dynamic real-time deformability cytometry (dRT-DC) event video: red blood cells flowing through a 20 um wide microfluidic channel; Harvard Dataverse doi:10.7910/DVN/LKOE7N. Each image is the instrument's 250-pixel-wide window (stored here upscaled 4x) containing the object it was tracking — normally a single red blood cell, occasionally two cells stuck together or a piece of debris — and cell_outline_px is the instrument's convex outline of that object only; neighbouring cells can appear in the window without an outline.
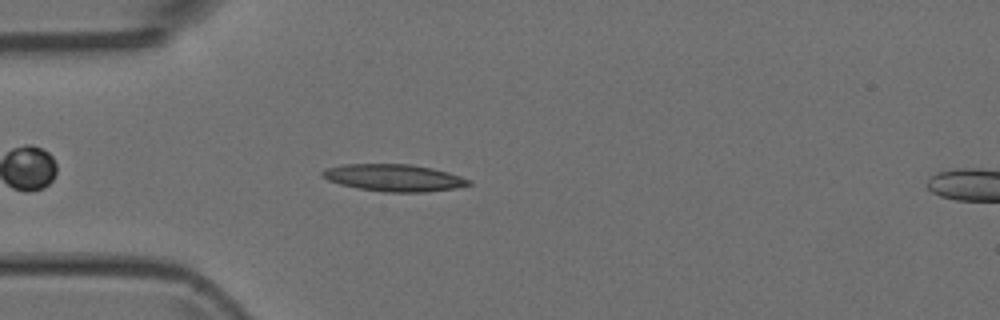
{"species": "Egyptian fruit bat (a non-hibernating species)", "species_latin": "Rousettus aegyptiacus", "temperature_condition": "room temperature", "stored_images_in_passage": 42, "camera_frame_rate_fps": 3000, "um_per_image_px": 0.085, "animal": {"sex": "female"}, "frame": {"image": 1, "passage_image": 7, "time_ms": 2.0, "image_size_px": [1000, 320], "cell_outline_px": [[472, 184], [456, 188], [428, 192], [384, 192], [356, 188], [340, 184], [328, 180], [320, 176], [320, 172], [324, 168], [340, 164], [408, 164], [432, 168], [448, 172], [472, 180]], "centroid_in_image_um": [33.45, 15.11], "position_along_channel_um": 51.6, "area_um2": 23.35}}
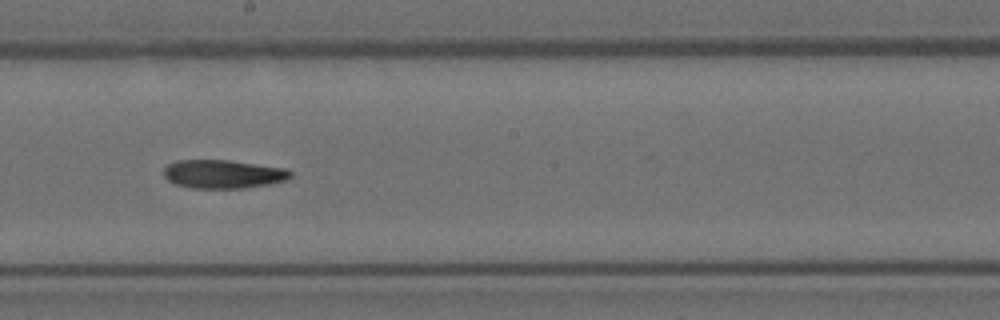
{"frame": {"image": 2, "passage_image": 21, "time_ms": 6.667, "image_size_px": [1000, 320], "cell_outline_px": [[292, 176], [284, 180], [268, 184], [244, 188], [192, 188], [176, 184], [168, 180], [164, 176], [164, 168], [168, 164], [176, 160], [228, 160], [288, 168], [292, 172]], "centroid_in_image_um": [18.97, 14.79], "position_along_channel_um": 229.2, "area_um2": 21.1}}
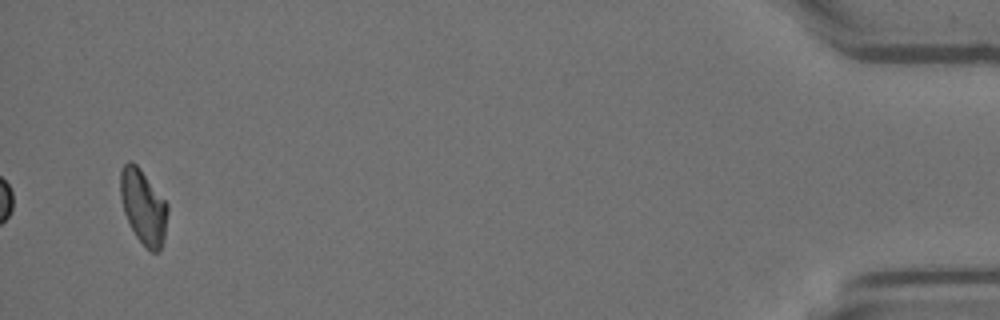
{"frame": {"image": 3, "passage_image": 42, "time_ms": 13.667, "image_size_px": [1000, 320], "cell_outline_px": [[168, 212], [164, 240], [160, 252], [152, 252], [144, 248], [136, 236], [124, 212], [120, 196], [120, 168], [128, 160], [132, 160], [140, 168], [168, 204]], "centroid_in_image_um": [12.18, 17.58], "position_along_channel_um": 423.0, "area_um2": 20.75}}